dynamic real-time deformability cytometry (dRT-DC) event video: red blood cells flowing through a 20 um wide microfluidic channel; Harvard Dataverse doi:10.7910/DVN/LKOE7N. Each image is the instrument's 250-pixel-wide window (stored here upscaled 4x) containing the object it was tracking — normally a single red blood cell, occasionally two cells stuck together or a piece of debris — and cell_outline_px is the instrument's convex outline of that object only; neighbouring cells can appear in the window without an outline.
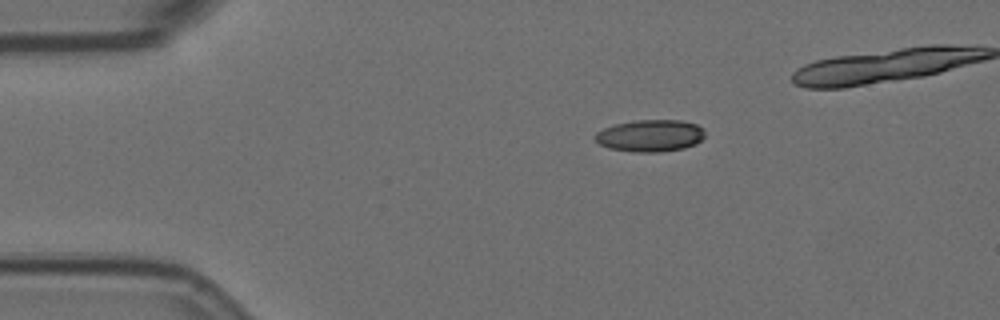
{"species": "Egyptian fruit bat (a non-hibernating species)", "species_latin": "Rousettus aegyptiacus", "temperature_condition": "room temperature", "stored_images_in_passage": 3, "camera_frame_rate_fps": 3000, "um_per_image_px": 0.085, "animal": {"sex": "female"}, "frame": {"image": 1, "passage_image": 1, "time_ms": 0.0, "image_size_px": [1000, 320], "cell_outline_px": [[704, 136], [696, 144], [684, 148], [660, 152], [636, 152], [608, 148], [600, 144], [592, 136], [596, 132], [604, 128], [616, 124], [636, 120], [684, 120], [696, 124], [704, 128]], "centroid_in_image_um": [55.28, 11.53], "position_along_channel_um": 29.7, "area_um2": 20.58}}